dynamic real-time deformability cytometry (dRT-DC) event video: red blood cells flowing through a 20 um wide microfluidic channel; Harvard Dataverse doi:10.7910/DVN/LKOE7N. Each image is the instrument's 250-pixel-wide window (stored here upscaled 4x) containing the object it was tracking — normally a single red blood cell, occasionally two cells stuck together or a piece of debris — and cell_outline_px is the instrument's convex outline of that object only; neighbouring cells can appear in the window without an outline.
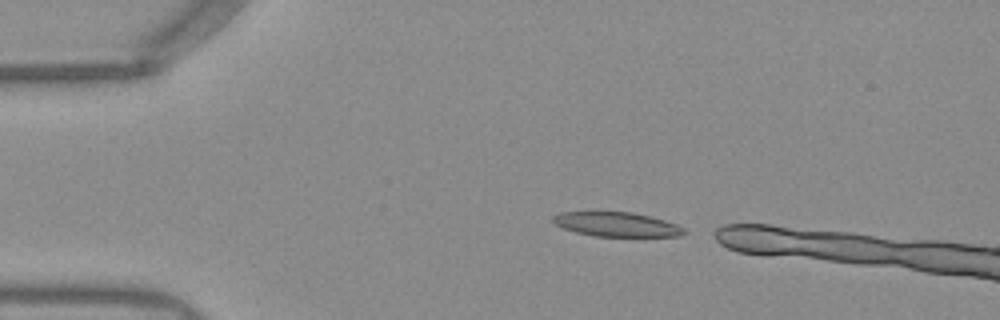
{"species": "Egyptian fruit bat (a non-hibernating species)", "species_latin": "Rousettus aegyptiacus", "temperature_condition": "warm", "stored_images_in_passage": 7, "camera_frame_rate_fps": 3000, "um_per_image_px": 0.085, "frame": {"image": 1, "passage_image": 1, "time_ms": 0.0, "image_size_px": [1000, 320], "cell_outline_px": [[688, 232], [680, 236], [592, 236], [576, 232], [564, 228], [556, 224], [552, 220], [552, 216], [560, 212], [632, 212], [652, 216], [676, 224], [684, 228]], "centroid_in_image_um": [52.44, 19.07], "position_along_channel_um": 32.6, "area_um2": 18.61}}